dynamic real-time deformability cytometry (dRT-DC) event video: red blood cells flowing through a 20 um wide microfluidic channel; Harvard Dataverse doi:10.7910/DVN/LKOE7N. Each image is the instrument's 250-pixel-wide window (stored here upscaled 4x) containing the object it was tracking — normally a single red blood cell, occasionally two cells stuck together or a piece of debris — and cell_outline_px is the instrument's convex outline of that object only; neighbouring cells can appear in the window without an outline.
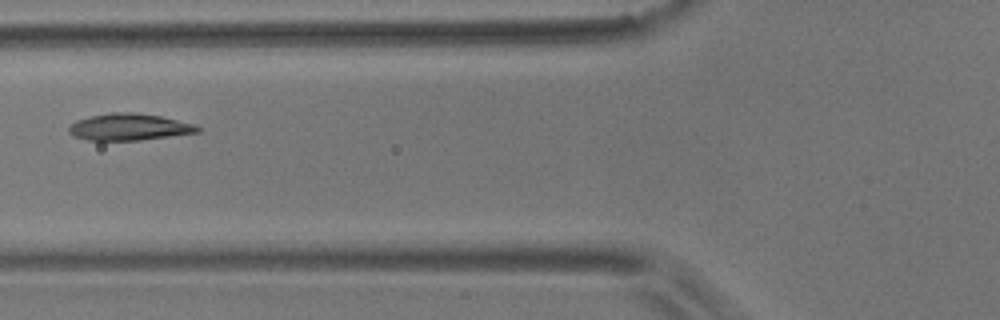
{"species": "common noctule bat (a hibernating species)", "species_latin": "Nyctalus noctula", "temperature_condition": "room temperature", "stored_images_in_passage": 6, "camera_frame_rate_fps": 3000, "um_per_image_px": 0.085, "animal": {"sex": "male", "body_mass_g": 17.9}, "frame": {"image": 1, "passage_image": 6, "time_ms": 6.0, "image_size_px": [1000, 320], "cell_outline_px": [[200, 132], [140, 140], [88, 140], [72, 136], [68, 132], [68, 128], [76, 120], [92, 116], [112, 112], [132, 112], [160, 116], [196, 124], [200, 128]], "centroid_in_image_um": [10.98, 10.8], "position_along_channel_um": 114.8, "area_um2": 20.0}}